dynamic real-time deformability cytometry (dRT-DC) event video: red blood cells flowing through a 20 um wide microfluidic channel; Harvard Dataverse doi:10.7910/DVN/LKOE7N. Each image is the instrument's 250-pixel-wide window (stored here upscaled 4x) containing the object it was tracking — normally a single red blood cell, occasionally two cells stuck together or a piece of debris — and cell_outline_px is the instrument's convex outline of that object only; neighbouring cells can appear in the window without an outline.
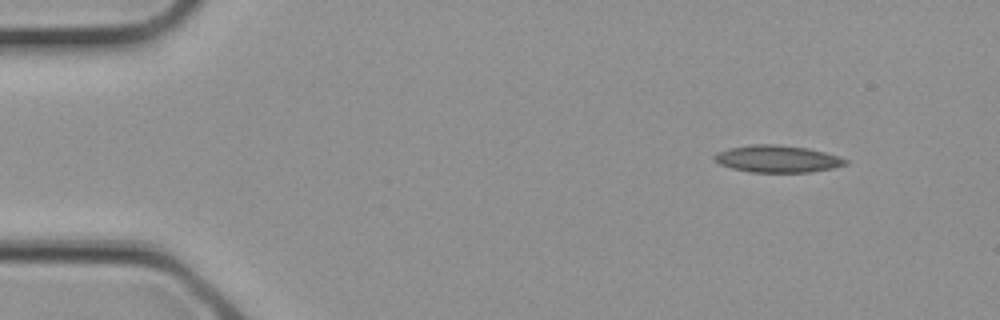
{"species": "common noctule bat (a hibernating species)", "species_latin": "Nyctalus noctula", "temperature_condition": "cold", "stored_images_in_passage": 2, "camera_frame_rate_fps": 3000, "um_per_image_px": 0.085, "animal": {"sex": "female", "body_mass_g": 21.9}, "frame": {"image": 1, "passage_image": 1, "time_ms": 0.0, "image_size_px": [1000, 320], "cell_outline_px": [[848, 164], [832, 168], [808, 172], [752, 172], [732, 168], [720, 164], [712, 160], [712, 156], [716, 152], [732, 148], [752, 144], [776, 144], [808, 148], [824, 152], [848, 160]], "centroid_in_image_um": [66.04, 13.5], "position_along_channel_um": 19.0, "area_um2": 20.58}}